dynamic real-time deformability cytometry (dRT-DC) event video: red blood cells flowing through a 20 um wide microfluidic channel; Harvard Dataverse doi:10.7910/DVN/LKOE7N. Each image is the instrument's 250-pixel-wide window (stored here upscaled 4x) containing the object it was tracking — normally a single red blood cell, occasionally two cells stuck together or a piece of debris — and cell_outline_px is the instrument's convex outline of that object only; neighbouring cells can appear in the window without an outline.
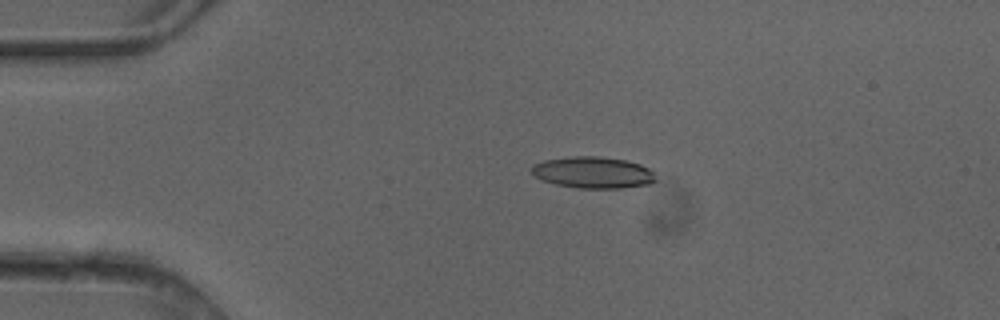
{"species": "common noctule bat (a hibernating species)", "species_latin": "Nyctalus noctula", "temperature_condition": "cold", "stored_images_in_passage": 5, "camera_frame_rate_fps": 3000, "um_per_image_px": 0.085, "animal": {"sex": "female"}, "frame": {"image": 1, "passage_image": 4, "time_ms": 1.0, "image_size_px": [1000, 320], "cell_outline_px": [[656, 180], [652, 184], [620, 188], [576, 188], [556, 184], [540, 180], [532, 176], [532, 164], [544, 160], [572, 156], [600, 156], [624, 160], [640, 164], [648, 168], [652, 172]], "centroid_in_image_um": [50.37, 14.66], "position_along_channel_um": 34.6, "area_um2": 22.95}}